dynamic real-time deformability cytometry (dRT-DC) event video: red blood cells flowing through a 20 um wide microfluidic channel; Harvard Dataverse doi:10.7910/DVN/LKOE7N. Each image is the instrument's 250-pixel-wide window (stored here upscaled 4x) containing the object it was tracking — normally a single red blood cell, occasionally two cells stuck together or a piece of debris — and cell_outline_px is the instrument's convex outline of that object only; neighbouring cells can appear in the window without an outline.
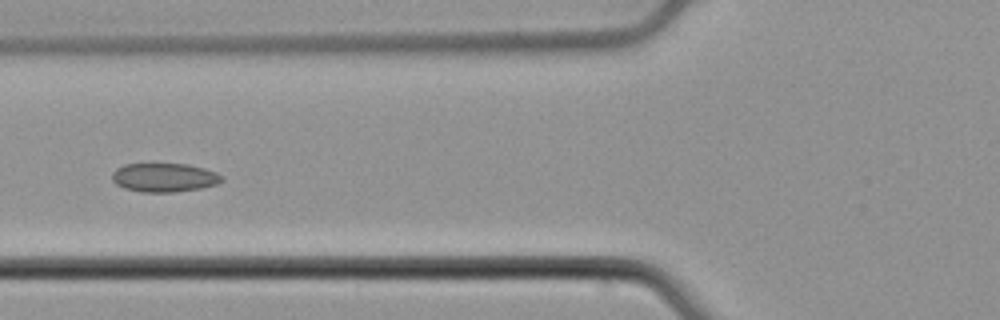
{"species": "common noctule bat (a hibernating species)", "species_latin": "Nyctalus noctula", "temperature_condition": "cold", "stored_images_in_passage": 6, "camera_frame_rate_fps": 3000, "um_per_image_px": 0.085, "animal": {"sex": "male", "body_mass_g": 21.5, "forearm_length_mm": 52.0}, "frame": {"image": 1, "passage_image": 6, "time_ms": 1.667, "image_size_px": [1000, 320], "cell_outline_px": [[224, 180], [216, 184], [200, 188], [176, 192], [140, 192], [124, 188], [116, 184], [112, 180], [112, 172], [116, 168], [124, 164], [188, 164], [204, 168], [216, 172]], "centroid_in_image_um": [13.93, 15.09], "position_along_channel_um": 111.9, "area_um2": 18.44}}